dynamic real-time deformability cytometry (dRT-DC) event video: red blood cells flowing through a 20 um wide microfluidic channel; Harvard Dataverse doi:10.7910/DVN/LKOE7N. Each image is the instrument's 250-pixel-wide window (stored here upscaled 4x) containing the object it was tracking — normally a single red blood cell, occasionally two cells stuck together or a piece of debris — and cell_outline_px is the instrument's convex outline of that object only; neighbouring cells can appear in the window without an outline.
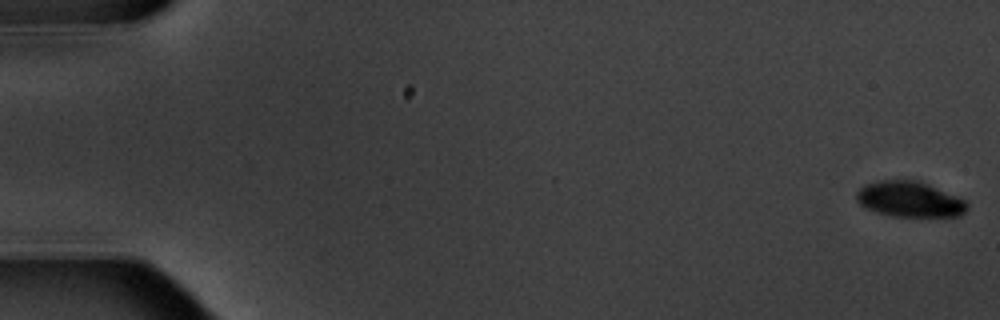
{"species": "common noctule bat (a hibernating species)", "species_latin": "Nyctalus noctula", "temperature_condition": "warm", "stored_images_in_passage": 7, "segment_of_instrument_passage": [1, 2], "camera_frame_rate_fps": 3000, "um_per_image_px": 0.085, "animal": {"sex": "male", "body_mass_g": 20.1, "forearm_length_mm": 53.5}, "frame": {"image": 1, "passage_image": 1, "time_ms": 0.0, "image_size_px": [1000, 320], "cell_outline_px": [[968, 208], [960, 216], [888, 216], [864, 208], [856, 200], [856, 192], [864, 184], [880, 180], [916, 180], [928, 184], [968, 200]], "centroid_in_image_um": [77.31, 16.94], "position_along_channel_um": 7.7, "area_um2": 23.18}}
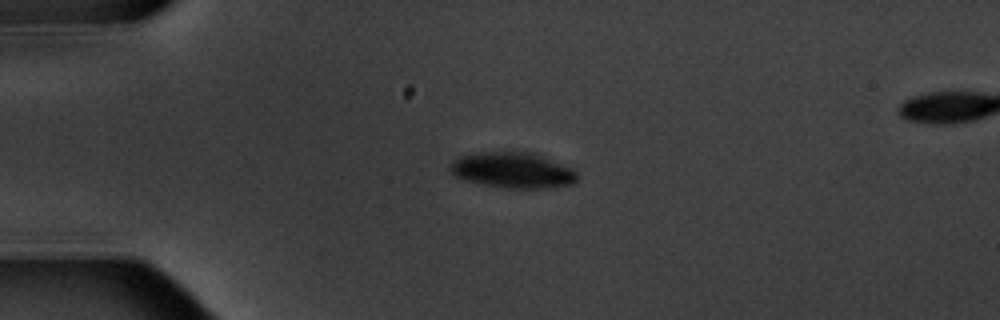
{"frame": {"image": 2, "passage_image": 5, "time_ms": 4.667, "image_size_px": [1000, 320], "cell_outline_px": [[576, 180], [572, 184], [548, 188], [508, 188], [484, 184], [464, 180], [452, 176], [448, 172], [448, 164], [452, 160], [460, 156], [480, 152], [532, 152], [572, 168], [576, 172]], "centroid_in_image_um": [43.5, 14.47], "position_along_channel_um": 41.5, "area_um2": 26.53}}